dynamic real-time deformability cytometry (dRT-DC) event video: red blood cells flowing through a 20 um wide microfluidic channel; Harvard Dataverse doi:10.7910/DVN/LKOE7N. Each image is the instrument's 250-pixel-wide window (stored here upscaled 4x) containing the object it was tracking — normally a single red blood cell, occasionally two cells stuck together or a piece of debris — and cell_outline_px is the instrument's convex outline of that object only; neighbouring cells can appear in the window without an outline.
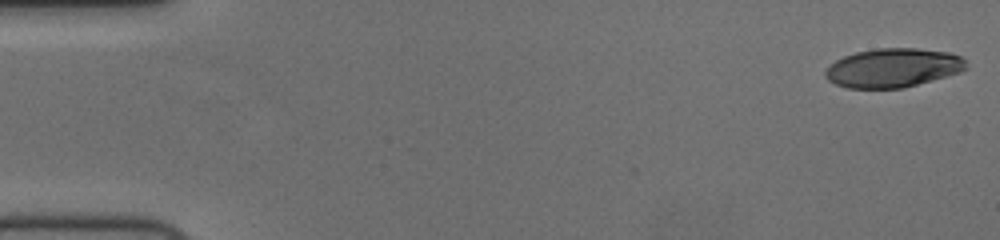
{"species": "human", "species_latin": "Homo sapiens", "temperature_condition": "cold", "stored_images_in_passage": 55, "camera_frame_rate_fps": 3000, "um_per_image_px": 0.085, "donor": {"sex": "female"}, "frame": {"image": 1, "passage_image": 1, "time_ms": 0.0, "image_size_px": [1000, 240], "cell_outline_px": [[968, 68], [960, 72], [904, 88], [848, 88], [836, 84], [828, 80], [824, 76], [824, 72], [836, 60], [844, 56], [856, 52], [876, 48], [916, 48], [948, 52], [960, 56], [964, 60]], "centroid_in_image_um": [75.9, 5.76], "position_along_channel_um": 9.1, "area_um2": 31.85}}
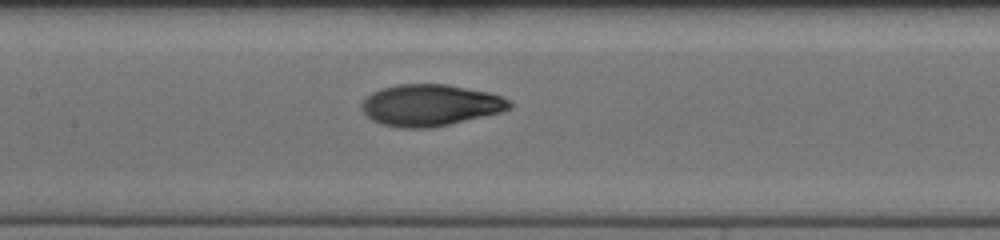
{"frame": {"image": 2, "passage_image": 27, "time_ms": 8.667, "image_size_px": [1000, 240], "cell_outline_px": [[512, 108], [500, 112], [432, 128], [396, 128], [380, 124], [372, 120], [360, 108], [360, 104], [372, 92], [380, 88], [396, 84], [448, 84], [488, 92], [500, 96], [508, 100], [512, 104]], "centroid_in_image_um": [36.53, 8.94], "position_along_channel_um": 170.9, "area_um2": 35.89}}
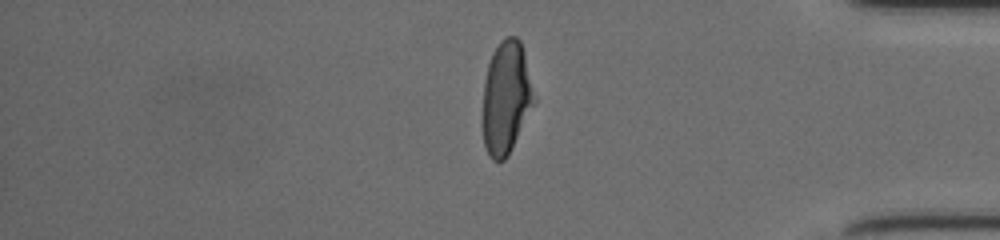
{"frame": {"image": 3, "passage_image": 47, "time_ms": 15.333, "image_size_px": [1000, 240], "cell_outline_px": [[536, 100], [508, 156], [504, 160], [492, 160], [488, 156], [484, 144], [480, 124], [484, 80], [488, 64], [492, 52], [500, 40], [508, 36], [516, 36], [520, 40], [524, 52]], "centroid_in_image_um": [42.98, 8.32], "position_along_channel_um": 392.2, "area_um2": 34.45}}